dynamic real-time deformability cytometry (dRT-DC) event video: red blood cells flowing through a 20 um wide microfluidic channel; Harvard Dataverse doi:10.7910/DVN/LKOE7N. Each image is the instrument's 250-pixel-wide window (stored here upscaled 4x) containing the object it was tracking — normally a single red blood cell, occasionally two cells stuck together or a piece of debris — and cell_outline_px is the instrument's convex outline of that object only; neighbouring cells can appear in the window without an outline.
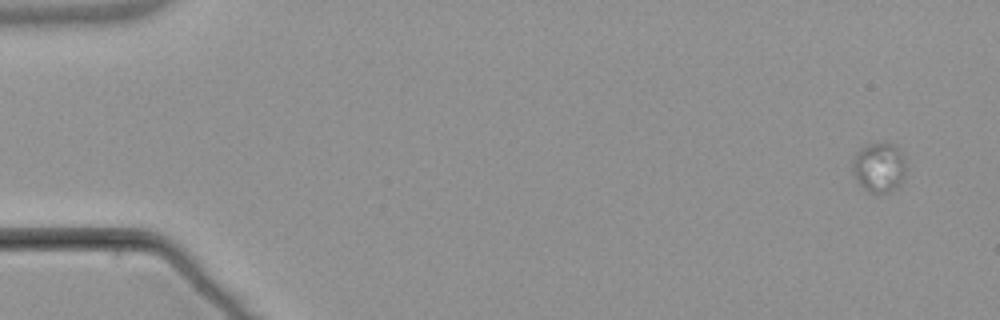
{"species": "common noctule bat (a hibernating species)", "species_latin": "Nyctalus noctula", "temperature_condition": "warm", "stored_images_in_passage": 5, "camera_frame_rate_fps": 3000, "um_per_image_px": 0.085, "animal": {"sex": "male", "body_mass_g": 21.5, "forearm_length_mm": 52.0}, "frame": {"image": 1, "passage_image": 1, "time_ms": 0.0, "image_size_px": [1000, 320], "cell_outline_px": [[904, 176], [896, 188], [888, 192], [868, 192], [860, 184], [852, 172], [852, 160], [856, 152], [860, 148], [868, 144], [892, 144], [900, 152], [904, 160]], "centroid_in_image_um": [74.67, 14.23], "position_along_channel_um": 10.3, "area_um2": 15.09}}
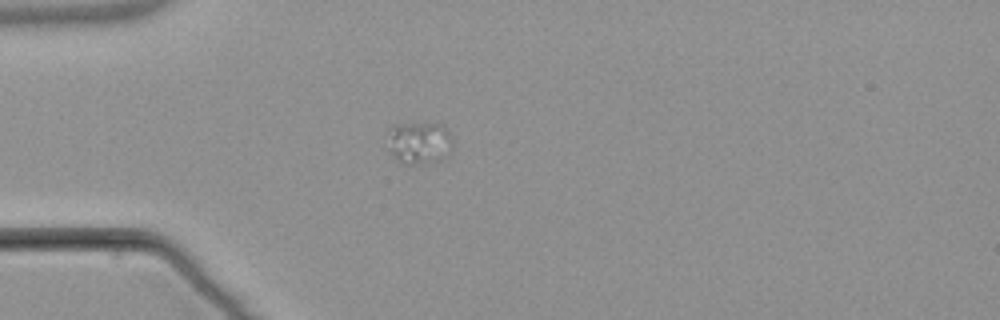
{"frame": {"image": 2, "passage_image": 5, "time_ms": 4.667, "image_size_px": [1000, 320], "cell_outline_px": [[452, 152], [444, 160], [424, 164], [404, 164], [392, 156], [388, 152], [388, 124], [440, 124], [448, 132], [452, 140]], "centroid_in_image_um": [35.61, 12.17], "position_along_channel_um": 49.4, "area_um2": 16.53}}